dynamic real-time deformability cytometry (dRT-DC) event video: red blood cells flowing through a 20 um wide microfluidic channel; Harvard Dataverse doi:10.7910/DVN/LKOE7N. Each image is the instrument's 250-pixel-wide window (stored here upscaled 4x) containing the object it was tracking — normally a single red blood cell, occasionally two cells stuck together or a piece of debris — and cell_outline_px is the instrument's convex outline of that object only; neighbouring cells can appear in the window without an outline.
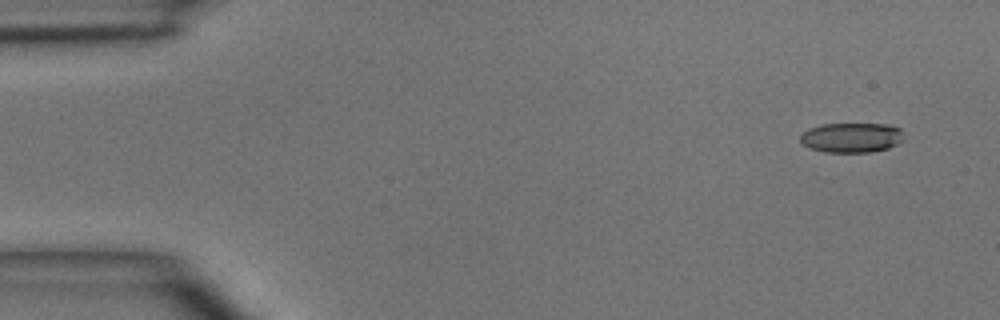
{"species": "common noctule bat (a hibernating species)", "species_latin": "Nyctalus noctula", "temperature_condition": "room temperature", "stored_images_in_passage": 5, "camera_frame_rate_fps": 3000, "um_per_image_px": 0.085, "animal": {"sex": "male", "body_mass_g": 15.6}, "frame": {"image": 1, "passage_image": 1, "time_ms": 0.0, "image_size_px": [1000, 320], "cell_outline_px": [[904, 140], [888, 148], [872, 152], [824, 152], [808, 148], [800, 140], [800, 136], [808, 128], [824, 124], [892, 124], [900, 128]], "centroid_in_image_um": [72.39, 11.69], "position_along_channel_um": 12.6, "area_um2": 18.09}}